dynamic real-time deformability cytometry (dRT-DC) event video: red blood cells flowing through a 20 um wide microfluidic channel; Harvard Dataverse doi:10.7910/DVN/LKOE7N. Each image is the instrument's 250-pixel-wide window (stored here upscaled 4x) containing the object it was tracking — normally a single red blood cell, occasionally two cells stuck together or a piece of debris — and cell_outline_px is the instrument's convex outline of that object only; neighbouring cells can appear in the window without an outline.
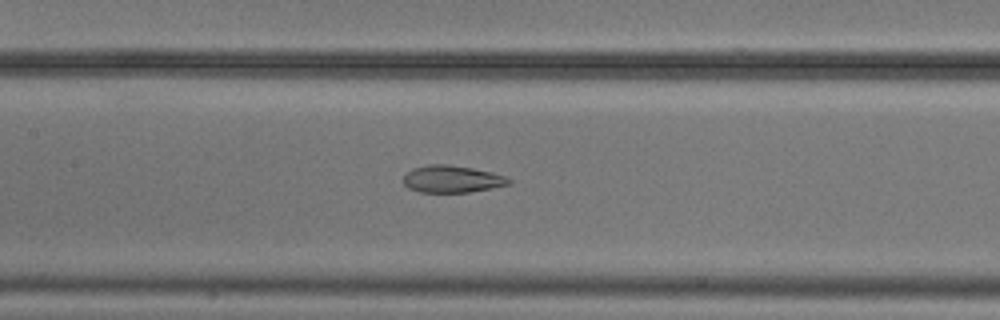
{"species": "common noctule bat (a hibernating species)", "species_latin": "Nyctalus noctula", "temperature_condition": "cold", "stored_images_in_passage": 40, "camera_frame_rate_fps": 3000, "um_per_image_px": 0.085, "animal": {"sex": "male", "body_mass_g": 20.5, "forearm_length_mm": 52.5}, "frame": {"image": 1, "passage_image": 11, "time_ms": 3.333, "image_size_px": [1000, 320], "cell_outline_px": [[512, 184], [492, 188], [468, 192], [420, 192], [408, 188], [404, 184], [404, 176], [412, 168], [428, 164], [448, 164], [472, 168], [492, 172], [508, 176], [512, 180]], "centroid_in_image_um": [38.46, 15.21], "position_along_channel_um": 168.9, "area_um2": 16.82}}
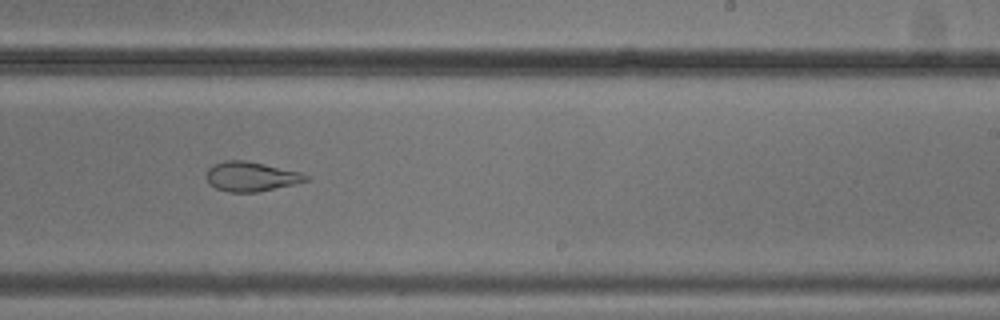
{"frame": {"image": 2, "passage_image": 19, "time_ms": 6.0, "image_size_px": [1000, 320], "cell_outline_px": [[308, 180], [292, 184], [256, 192], [228, 192], [216, 188], [208, 184], [208, 168], [212, 164], [224, 160], [244, 160], [264, 164], [300, 172], [308, 176]], "centroid_in_image_um": [21.29, 15.0], "position_along_channel_um": 267.7, "area_um2": 16.88}}
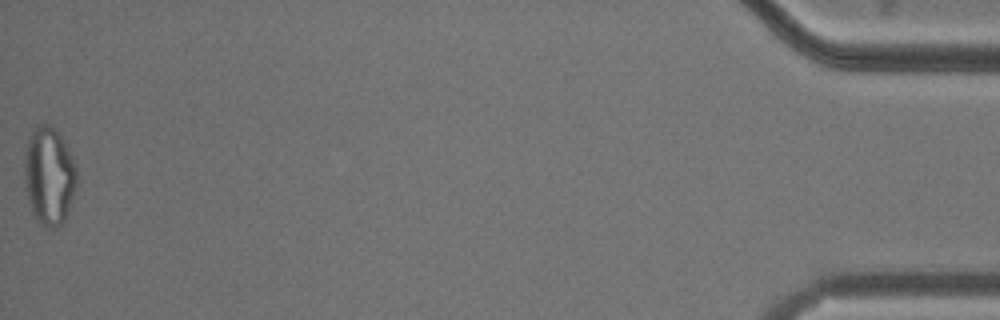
{"frame": {"image": 3, "passage_image": 40, "time_ms": 13.0, "image_size_px": [1000, 320], "cell_outline_px": [[76, 184], [64, 220], [60, 228], [48, 228], [40, 224], [32, 212], [28, 200], [24, 180], [24, 160], [28, 136], [36, 124], [48, 124], [60, 136], [72, 156], [76, 164]], "centroid_in_image_um": [4.14, 14.95], "position_along_channel_um": 431.1, "area_um2": 29.77}, "authors_computed_cell_mechanics": {"area_um2": 19.363, "velocity_mm_per_s": 3.7202, "shape_relaxation_time_tau1_ms": null, "shape_relaxation_time_tau2_ms": 1.6925, "deformation_change_tau1": null, "deformation_change_tau2": 0.0837}}